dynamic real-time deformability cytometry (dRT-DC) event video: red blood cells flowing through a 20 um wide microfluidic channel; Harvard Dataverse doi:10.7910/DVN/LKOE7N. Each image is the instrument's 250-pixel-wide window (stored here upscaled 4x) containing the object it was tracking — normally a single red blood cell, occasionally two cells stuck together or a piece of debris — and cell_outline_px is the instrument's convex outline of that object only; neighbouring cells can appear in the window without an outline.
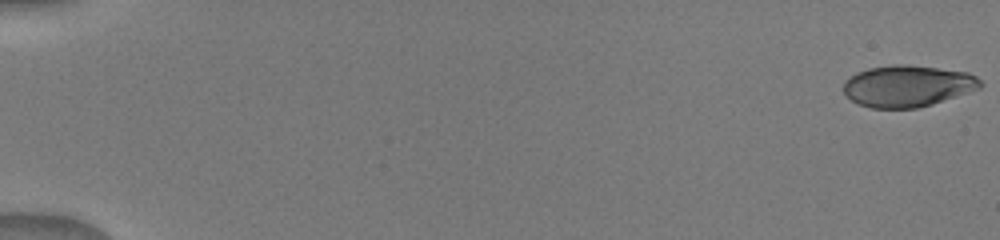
{"species": "human", "species_latin": "Homo sapiens", "temperature_condition": "warm", "stored_images_in_passage": 12, "camera_frame_rate_fps": 3000, "um_per_image_px": 0.085, "donor": {"sex": "male"}, "frame": {"image": 1, "passage_image": 1, "time_ms": 0.0, "image_size_px": [1000, 240], "cell_outline_px": [[984, 84], [980, 88], [932, 104], [916, 108], [872, 108], [860, 104], [852, 100], [844, 92], [844, 80], [856, 72], [868, 68], [892, 64], [904, 64], [968, 72], [976, 76]], "centroid_in_image_um": [77.13, 7.3], "position_along_channel_um": 7.9, "area_um2": 33.0}}
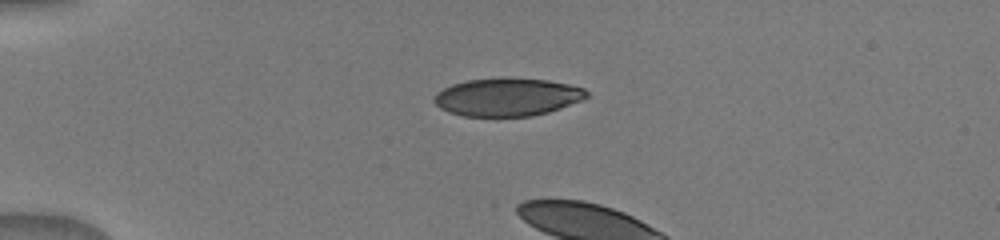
{"frame": {"image": 2, "passage_image": 10, "time_ms": 4.333, "image_size_px": [1000, 240], "cell_outline_px": [[588, 96], [584, 100], [548, 112], [532, 116], [460, 116], [448, 112], [440, 108], [432, 100], [436, 92], [452, 84], [468, 80], [500, 76], [504, 76], [548, 80], [568, 84], [584, 88], [588, 92]], "centroid_in_image_um": [43.11, 8.23], "position_along_channel_um": 41.9, "area_um2": 34.33}}